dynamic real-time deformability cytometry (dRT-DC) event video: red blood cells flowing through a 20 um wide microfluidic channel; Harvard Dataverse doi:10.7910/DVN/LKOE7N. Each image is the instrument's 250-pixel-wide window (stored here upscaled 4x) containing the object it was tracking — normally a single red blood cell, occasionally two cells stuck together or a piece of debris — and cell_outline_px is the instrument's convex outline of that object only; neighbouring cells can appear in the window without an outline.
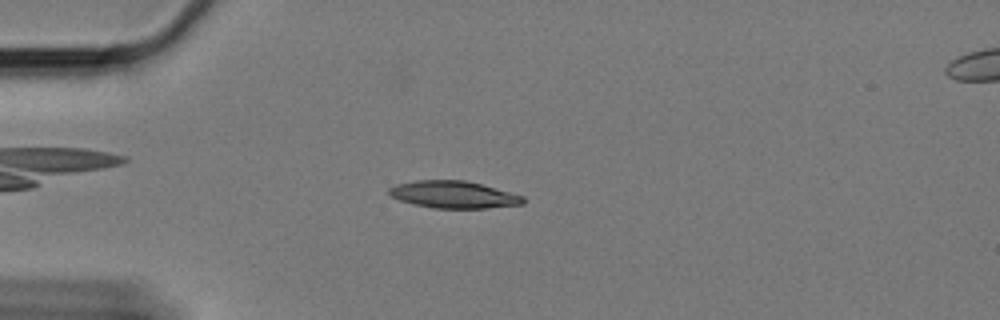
{"species": "Egyptian fruit bat (a non-hibernating species)", "species_latin": "Rousettus aegyptiacus", "temperature_condition": "cold", "stored_images_in_passage": 59, "camera_frame_rate_fps": 3000, "um_per_image_px": 0.085, "animal": {"sex": "female"}, "frame": {"image": 1, "passage_image": 15, "time_ms": 4.667, "image_size_px": [1000, 320], "cell_outline_px": [[524, 204], [488, 208], [432, 208], [400, 200], [392, 196], [388, 192], [388, 188], [396, 184], [416, 180], [464, 180], [480, 184], [524, 196]], "centroid_in_image_um": [38.55, 16.54], "position_along_channel_um": 46.5, "area_um2": 21.04}}
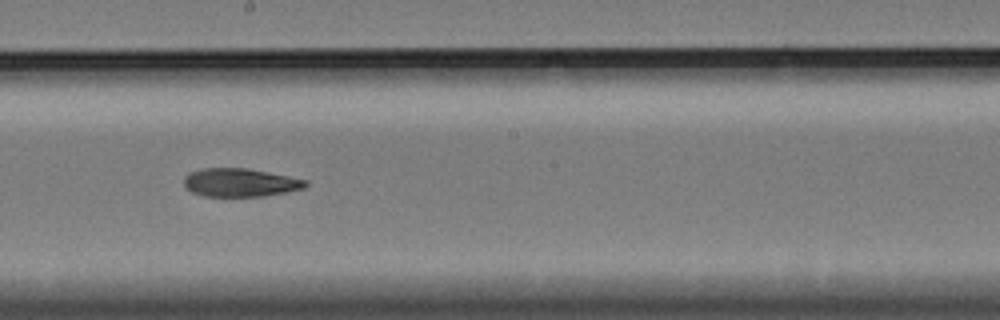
{"frame": {"image": 2, "passage_image": 33, "time_ms": 10.667, "image_size_px": [1000, 320], "cell_outline_px": [[308, 184], [304, 188], [264, 196], [204, 196], [192, 192], [184, 184], [184, 176], [188, 172], [200, 168], [244, 168], [308, 180]], "centroid_in_image_um": [20.37, 15.51], "position_along_channel_um": 227.8, "area_um2": 19.88}}
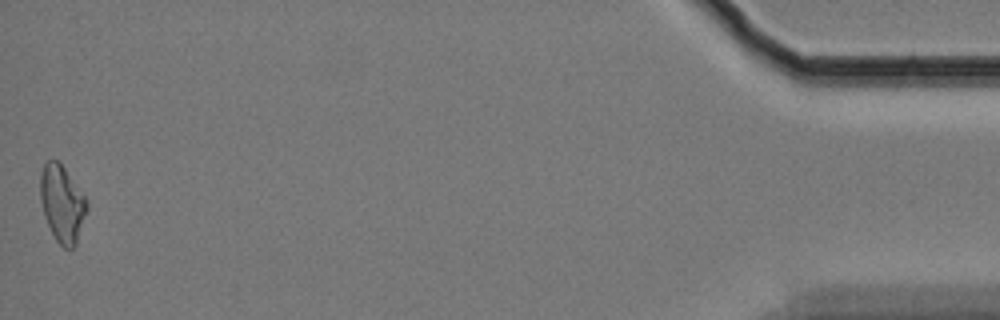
{"frame": {"image": 3, "passage_image": 59, "time_ms": 19.333, "image_size_px": [1000, 320], "cell_outline_px": [[88, 208], [76, 244], [72, 248], [64, 248], [56, 240], [48, 224], [40, 200], [40, 176], [44, 164], [48, 160], [56, 160], [64, 168], [84, 196], [88, 204]], "centroid_in_image_um": [5.28, 17.32], "position_along_channel_um": 429.9, "area_um2": 20.4}, "authors_computed_cell_mechanics": {"area_um2": 20.4612, "velocity_mm_per_s": 3.3376, "shape_relaxation_time_tau1_ms": null, "shape_relaxation_time_tau2_ms": 3.7385, "deformation_change_tau1": null, "deformation_change_tau2": 0.1134}}